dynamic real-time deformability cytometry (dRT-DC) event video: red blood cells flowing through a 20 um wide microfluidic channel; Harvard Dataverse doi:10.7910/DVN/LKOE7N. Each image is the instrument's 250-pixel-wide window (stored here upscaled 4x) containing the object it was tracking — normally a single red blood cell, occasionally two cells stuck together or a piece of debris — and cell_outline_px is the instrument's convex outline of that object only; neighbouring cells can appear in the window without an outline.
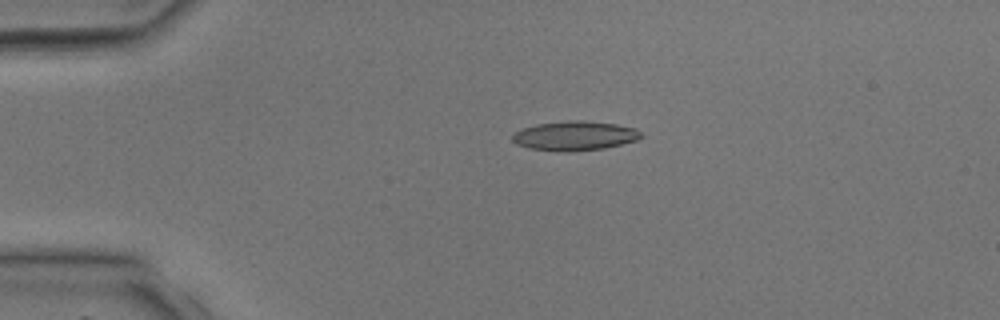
{"species": "common noctule bat (a hibernating species)", "species_latin": "Nyctalus noctula", "temperature_condition": "room temperature", "stored_images_in_passage": 31, "camera_frame_rate_fps": 3000, "um_per_image_px": 0.085, "animal": {"sex": "male", "body_mass_g": 17.9, "forearm_length_mm": 54.2}, "frame": {"image": 1, "passage_image": 1, "time_ms": 0.0, "image_size_px": [1000, 320], "cell_outline_px": [[644, 136], [636, 140], [604, 148], [572, 152], [568, 152], [528, 148], [516, 144], [512, 140], [512, 136], [520, 128], [536, 124], [568, 120], [584, 120], [616, 124], [636, 128]], "centroid_in_image_um": [48.84, 11.53], "position_along_channel_um": 36.2, "area_um2": 22.14}}
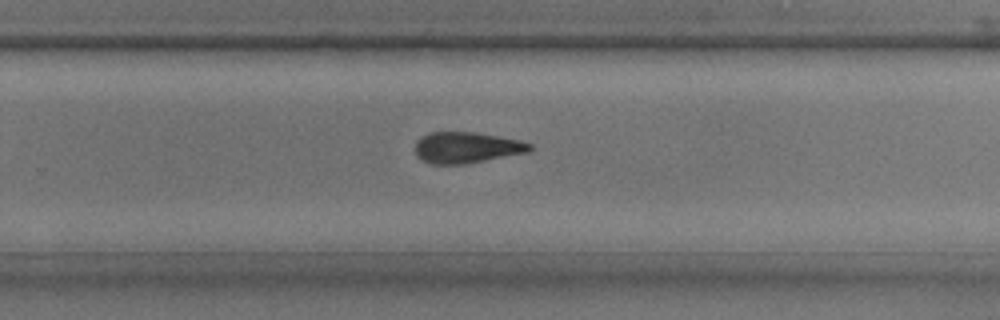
{"frame": {"image": 2, "passage_image": 18, "time_ms": 5.667, "image_size_px": [1000, 320], "cell_outline_px": [[532, 148], [528, 152], [464, 164], [432, 164], [416, 156], [416, 140], [420, 136], [428, 132], [476, 132], [520, 140], [532, 144]], "centroid_in_image_um": [39.64, 12.53], "position_along_channel_um": 290.2, "area_um2": 20.75}}
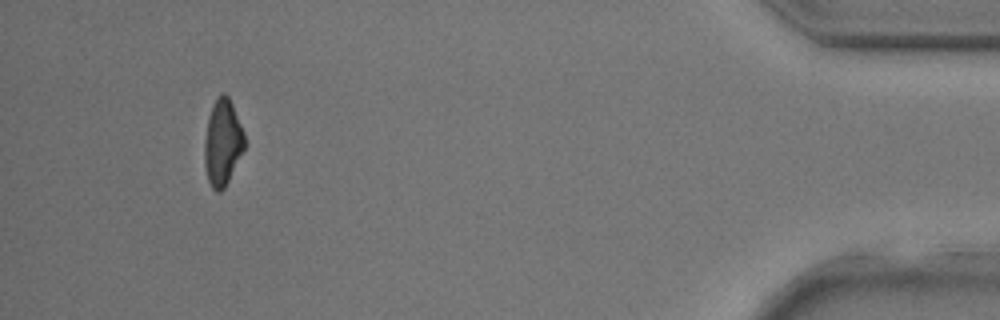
{"frame": {"image": 3, "passage_image": 29, "time_ms": 9.333, "image_size_px": [1000, 320], "cell_outline_px": [[244, 148], [224, 188], [220, 192], [216, 192], [212, 188], [208, 180], [204, 164], [204, 140], [208, 116], [212, 104], [220, 92], [224, 92], [228, 96], [232, 104], [244, 132]], "centroid_in_image_um": [18.89, 12.08], "position_along_channel_um": 416.3, "area_um2": 20.06}}